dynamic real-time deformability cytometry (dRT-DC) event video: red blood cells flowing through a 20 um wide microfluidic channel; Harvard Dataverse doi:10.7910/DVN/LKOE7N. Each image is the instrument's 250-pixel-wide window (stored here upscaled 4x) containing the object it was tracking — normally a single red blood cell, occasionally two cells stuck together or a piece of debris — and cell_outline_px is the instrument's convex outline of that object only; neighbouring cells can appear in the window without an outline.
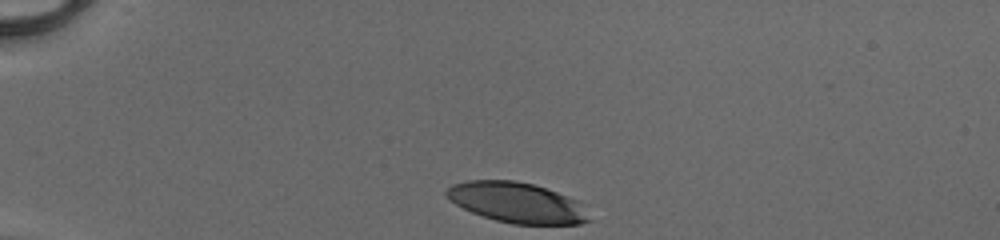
{"species": "human", "species_latin": "Homo sapiens", "temperature_condition": "cold", "stored_images_in_passage": 31, "camera_frame_rate_fps": 3000, "um_per_image_px": 0.085, "donor": {"sex": "male"}, "frame": {"image": 1, "passage_image": 1, "time_ms": 0.0, "image_size_px": [1000, 240], "cell_outline_px": [[592, 220], [580, 224], [512, 224], [496, 220], [472, 212], [456, 204], [444, 192], [452, 184], [468, 180], [516, 180], [532, 184], [580, 200]], "centroid_in_image_um": [43.99, 17.22], "position_along_channel_um": 41.0, "area_um2": 33.47}}
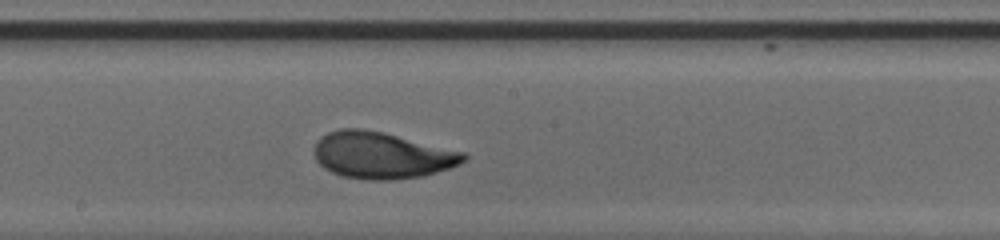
{"frame": {"image": 2, "passage_image": 18, "time_ms": 5.667, "image_size_px": [1000, 240], "cell_outline_px": [[468, 156], [460, 164], [424, 176], [388, 180], [368, 180], [344, 176], [332, 172], [324, 168], [316, 160], [312, 152], [312, 148], [316, 140], [320, 136], [328, 132], [340, 128], [364, 128], [384, 132], [464, 152]], "centroid_in_image_um": [32.39, 13.18], "position_along_channel_um": 215.8, "area_um2": 40.86}}
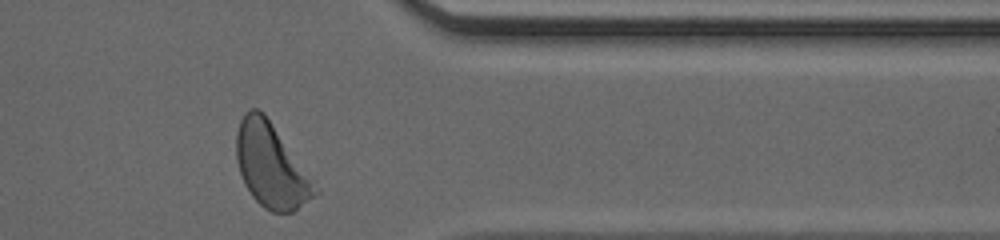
{"frame": {"image": 3, "passage_image": 31, "time_ms": 10.0, "image_size_px": [1000, 240], "cell_outline_px": [[320, 192], [292, 212], [272, 212], [264, 208], [252, 196], [244, 184], [236, 160], [236, 132], [240, 120], [244, 112], [252, 108], [256, 108], [264, 112], [320, 188]], "centroid_in_image_um": [23.04, 14.07], "position_along_channel_um": 388.4, "area_um2": 38.55}, "authors_computed_cell_mechanics": {"area_um2": 38.4948, "velocity_mm_per_s": 4.1175, "shape_relaxation_time_tau1_ms": 2.4436, "shape_relaxation_time_tau2_ms": 1.0486, "deformation_change_tau1": 0.1453, "deformation_change_tau2": 0.0708}}